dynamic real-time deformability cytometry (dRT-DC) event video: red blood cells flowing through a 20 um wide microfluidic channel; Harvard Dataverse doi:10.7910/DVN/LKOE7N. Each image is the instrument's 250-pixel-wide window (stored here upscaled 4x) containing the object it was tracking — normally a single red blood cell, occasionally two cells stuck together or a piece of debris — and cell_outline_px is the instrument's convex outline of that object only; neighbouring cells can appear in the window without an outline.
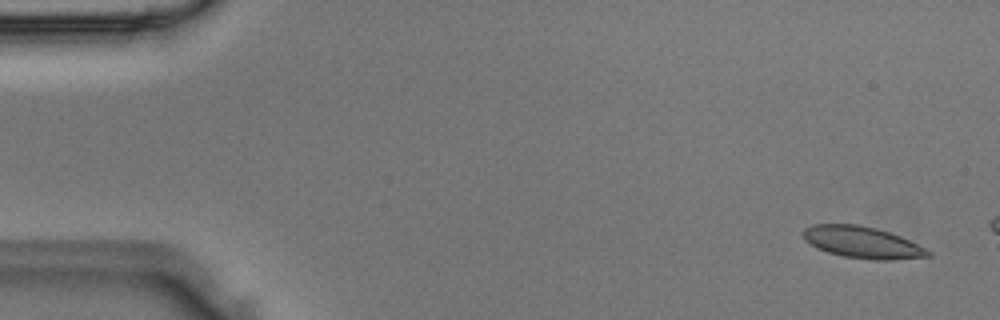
{"species": "Egyptian fruit bat (a non-hibernating species)", "species_latin": "Rousettus aegyptiacus", "temperature_condition": "room temperature", "stored_images_in_passage": 7, "camera_frame_rate_fps": 3000, "um_per_image_px": 0.085, "animal": {"sex": "male"}, "frame": {"image": 1, "passage_image": 2, "time_ms": 0.333, "image_size_px": [1000, 320], "cell_outline_px": [[932, 256], [892, 260], [872, 260], [844, 256], [828, 252], [816, 248], [804, 240], [804, 228], [812, 224], [856, 224], [876, 228], [900, 236], [932, 252]], "centroid_in_image_um": [73.28, 20.6], "position_along_channel_um": 11.7, "area_um2": 22.95}}